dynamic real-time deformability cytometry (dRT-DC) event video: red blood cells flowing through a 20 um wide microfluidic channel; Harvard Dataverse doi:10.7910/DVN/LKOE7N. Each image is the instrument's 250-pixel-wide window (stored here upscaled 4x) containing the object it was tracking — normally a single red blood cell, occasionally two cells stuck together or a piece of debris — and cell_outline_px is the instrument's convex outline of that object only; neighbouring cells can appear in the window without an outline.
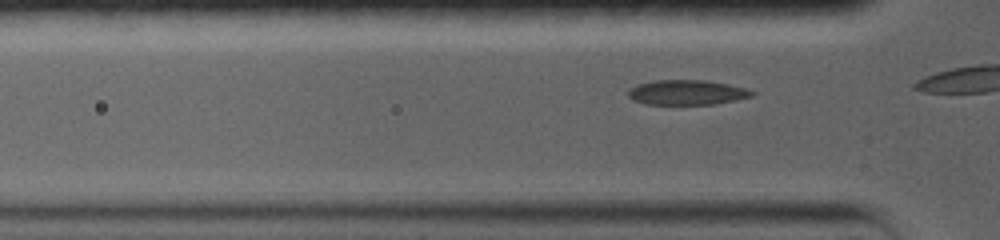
{"species": "common noctule bat (a hibernating species)", "species_latin": "Nyctalus noctula", "temperature_condition": "warm", "stored_images_in_passage": 5, "camera_frame_rate_fps": 5000, "um_per_image_px": 0.085, "animal": {"sex": "female", "body_mass_g": 19.0, "forearm_length_mm": 56.7}, "frame": {"image": 1, "passage_image": 3, "time_ms": 0.4, "image_size_px": [1000, 240], "cell_outline_px": [[756, 92], [752, 96], [736, 100], [712, 104], [644, 104], [632, 100], [628, 96], [628, 88], [636, 84], [652, 80], [704, 80], [728, 84], [744, 88]], "centroid_in_image_um": [58.32, 7.85], "position_along_channel_um": 67.5, "area_um2": 18.03}}